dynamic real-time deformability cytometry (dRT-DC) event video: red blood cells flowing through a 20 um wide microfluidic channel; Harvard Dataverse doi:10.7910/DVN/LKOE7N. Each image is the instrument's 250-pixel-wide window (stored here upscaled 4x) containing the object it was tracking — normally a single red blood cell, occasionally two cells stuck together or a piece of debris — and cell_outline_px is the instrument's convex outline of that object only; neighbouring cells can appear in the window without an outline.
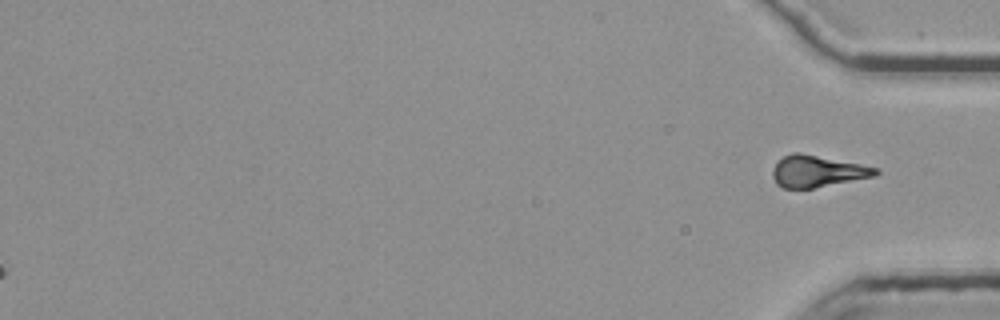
{"species": "common noctule bat (a hibernating species)", "species_latin": "Nyctalus noctula", "temperature_condition": "room temperature", "stored_images_in_passage": 49, "segment_of_instrument_passage": [2, 2], "camera_frame_rate_fps": 3000, "um_per_image_px": 0.085, "animal": {"sex": "female", "body_mass_g": 25.1}, "frame": {"image": 1, "passage_image": 49, "time_ms": 16.0, "image_size_px": [1000, 320], "cell_outline_px": [[880, 172], [876, 176], [812, 188], [784, 188], [776, 184], [772, 176], [772, 168], [784, 156], [792, 152], [800, 152], [880, 168]], "centroid_in_image_um": [69.48, 14.55], "position_along_channel_um": 365.7, "area_um2": 18.96}}